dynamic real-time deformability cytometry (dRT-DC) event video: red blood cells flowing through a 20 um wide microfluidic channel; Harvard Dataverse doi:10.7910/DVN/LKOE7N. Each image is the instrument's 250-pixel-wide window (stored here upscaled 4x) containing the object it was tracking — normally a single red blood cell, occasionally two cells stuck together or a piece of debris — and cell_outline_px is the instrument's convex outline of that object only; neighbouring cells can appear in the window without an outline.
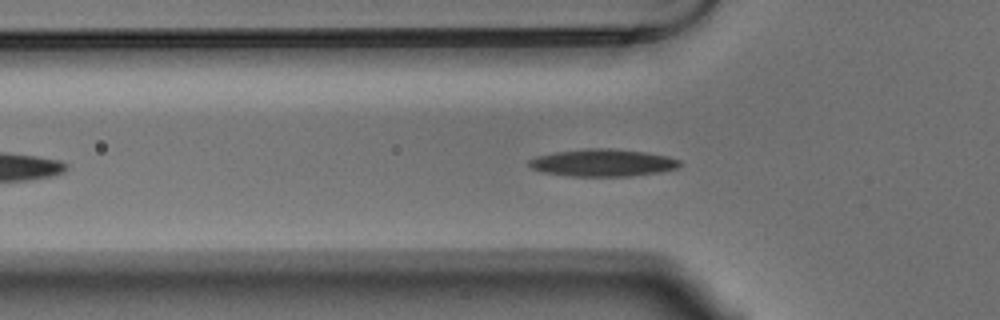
{"species": "Egyptian fruit bat (a non-hibernating species)", "species_latin": "Rousettus aegyptiacus", "temperature_condition": "warm", "stored_images_in_passage": 37, "camera_frame_rate_fps": 3000, "um_per_image_px": 0.085, "animal": {"sex": "male"}, "frame": {"image": 1, "passage_image": 3, "time_ms": 0.667, "image_size_px": [1000, 320], "cell_outline_px": [[680, 164], [676, 168], [660, 172], [632, 176], [568, 176], [544, 172], [532, 168], [528, 164], [528, 160], [536, 156], [556, 152], [584, 148], [612, 148], [648, 152], [668, 156], [680, 160]], "centroid_in_image_um": [51.24, 13.83], "position_along_channel_um": 74.6, "area_um2": 24.1}}
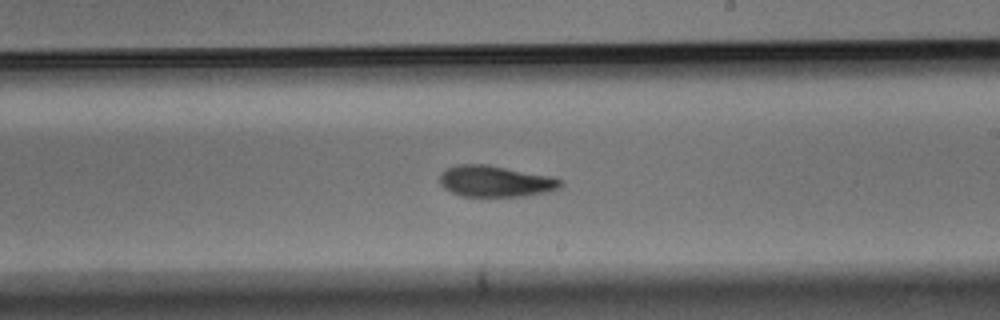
{"frame": {"image": 2, "passage_image": 17, "time_ms": 5.333, "image_size_px": [1000, 320], "cell_outline_px": [[564, 184], [560, 188], [548, 192], [524, 196], [460, 196], [444, 188], [440, 184], [440, 172], [444, 168], [456, 164], [488, 164], [552, 176], [560, 180]], "centroid_in_image_um": [42.09, 15.39], "position_along_channel_um": 246.9, "area_um2": 22.31}}
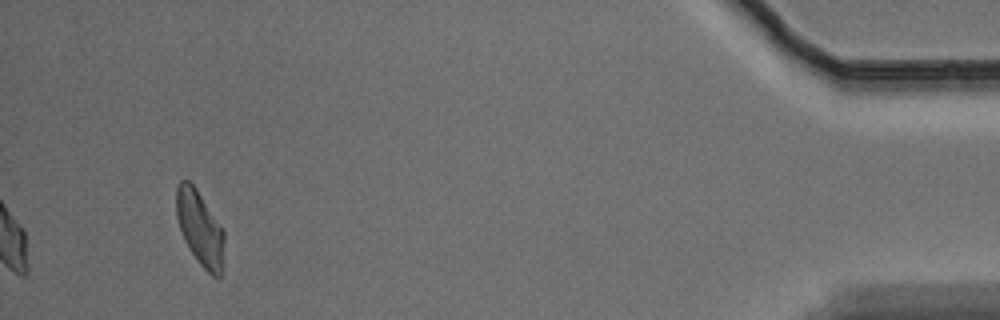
{"frame": {"image": 3, "passage_image": 37, "time_ms": 12.0, "image_size_px": [1000, 320], "cell_outline_px": [[224, 240], [220, 276], [212, 276], [200, 264], [188, 248], [184, 240], [176, 216], [176, 188], [180, 180], [188, 180], [196, 188], [224, 228]], "centroid_in_image_um": [16.98, 19.35], "position_along_channel_um": 418.2, "area_um2": 20.81}, "authors_computed_cell_mechanics": {"area_um2": 22.1374, "velocity_mm_per_s": 3.6712, "shape_relaxation_time_tau1_ms": 6.7348, "shape_relaxation_time_tau2_ms": 5.2911, "deformation_change_tau1": 0.1804, "deformation_change_tau2": 0.1249}}